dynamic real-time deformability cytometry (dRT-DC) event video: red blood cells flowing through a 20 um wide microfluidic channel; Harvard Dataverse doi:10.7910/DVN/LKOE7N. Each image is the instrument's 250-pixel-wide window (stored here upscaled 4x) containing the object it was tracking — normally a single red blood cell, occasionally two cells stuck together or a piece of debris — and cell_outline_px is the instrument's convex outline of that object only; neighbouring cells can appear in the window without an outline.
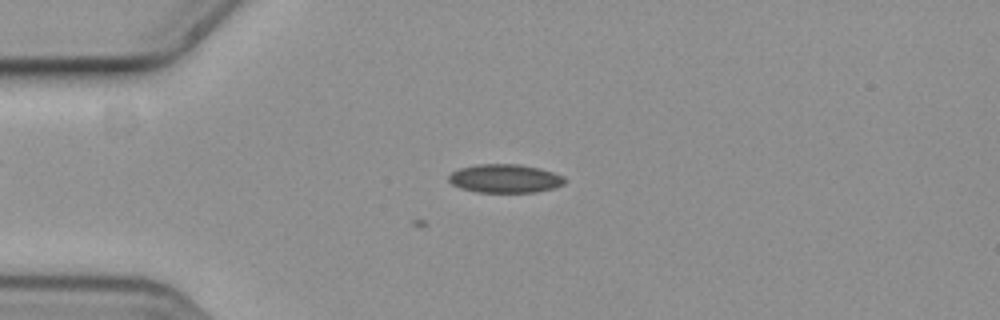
{"species": "common noctule bat (a hibernating species)", "species_latin": "Nyctalus noctula", "temperature_condition": "cold", "stored_images_in_passage": 12, "camera_frame_rate_fps": 3000, "um_per_image_px": 0.085, "animal": {"sex": "female", "body_mass_g": 19.3, "forearm_length_mm": 54.1}, "frame": {"image": 1, "passage_image": 1, "time_ms": 0.0, "image_size_px": [1000, 320], "cell_outline_px": [[564, 184], [552, 188], [536, 192], [476, 192], [460, 188], [452, 184], [448, 180], [448, 176], [452, 172], [460, 168], [476, 164], [520, 164], [540, 168], [564, 176]], "centroid_in_image_um": [42.9, 15.17], "position_along_channel_um": 42.1, "area_um2": 19.31}}